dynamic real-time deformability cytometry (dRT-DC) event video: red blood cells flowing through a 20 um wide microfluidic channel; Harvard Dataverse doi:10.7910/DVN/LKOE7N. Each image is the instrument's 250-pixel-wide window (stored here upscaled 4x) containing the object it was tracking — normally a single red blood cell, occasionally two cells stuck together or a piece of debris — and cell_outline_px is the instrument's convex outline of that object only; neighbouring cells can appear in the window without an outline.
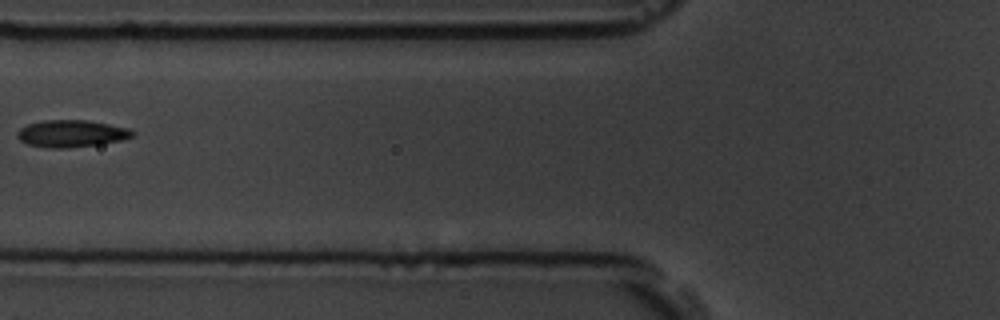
{"species": "common noctule bat (a hibernating species)", "species_latin": "Nyctalus noctula", "temperature_condition": "room temperature", "stored_images_in_passage": 3, "camera_frame_rate_fps": 3000, "um_per_image_px": 0.085, "animal": {"sex": "male", "body_mass_g": 19.5, "forearm_length_mm": 54.6}, "frame": {"image": 1, "passage_image": 3, "time_ms": 0.667, "image_size_px": [1000, 320], "cell_outline_px": [[136, 132], [132, 136], [120, 140], [100, 144], [64, 148], [52, 148], [28, 144], [20, 140], [16, 136], [16, 132], [20, 128], [28, 124], [44, 120], [88, 120], [128, 128]], "centroid_in_image_um": [6.05, 11.34], "position_along_channel_um": 119.8, "area_um2": 18.03}}